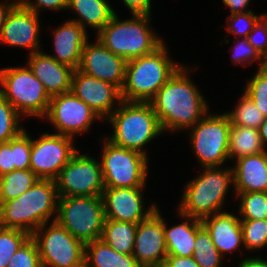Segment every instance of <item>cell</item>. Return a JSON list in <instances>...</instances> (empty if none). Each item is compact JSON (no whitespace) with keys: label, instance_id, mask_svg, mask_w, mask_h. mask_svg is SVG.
I'll use <instances>...</instances> for the list:
<instances>
[{"label":"cell","instance_id":"obj_38","mask_svg":"<svg viewBox=\"0 0 267 267\" xmlns=\"http://www.w3.org/2000/svg\"><path fill=\"white\" fill-rule=\"evenodd\" d=\"M235 44L230 47L232 52L231 61L233 65H253L259 62V68L264 67V59L258 54L247 38H235Z\"/></svg>","mask_w":267,"mask_h":267},{"label":"cell","instance_id":"obj_46","mask_svg":"<svg viewBox=\"0 0 267 267\" xmlns=\"http://www.w3.org/2000/svg\"><path fill=\"white\" fill-rule=\"evenodd\" d=\"M252 0H222V3L224 4L225 7H228L230 10V15L234 13H244L248 11H252L251 9L249 10L248 4ZM248 8V9H247Z\"/></svg>","mask_w":267,"mask_h":267},{"label":"cell","instance_id":"obj_49","mask_svg":"<svg viewBox=\"0 0 267 267\" xmlns=\"http://www.w3.org/2000/svg\"><path fill=\"white\" fill-rule=\"evenodd\" d=\"M258 130H259L263 148L265 149V151H267V148H266L267 147V117H265L264 121L262 122Z\"/></svg>","mask_w":267,"mask_h":267},{"label":"cell","instance_id":"obj_23","mask_svg":"<svg viewBox=\"0 0 267 267\" xmlns=\"http://www.w3.org/2000/svg\"><path fill=\"white\" fill-rule=\"evenodd\" d=\"M234 193L267 192V151L236 160Z\"/></svg>","mask_w":267,"mask_h":267},{"label":"cell","instance_id":"obj_50","mask_svg":"<svg viewBox=\"0 0 267 267\" xmlns=\"http://www.w3.org/2000/svg\"><path fill=\"white\" fill-rule=\"evenodd\" d=\"M264 67L267 69V57L264 59Z\"/></svg>","mask_w":267,"mask_h":267},{"label":"cell","instance_id":"obj_15","mask_svg":"<svg viewBox=\"0 0 267 267\" xmlns=\"http://www.w3.org/2000/svg\"><path fill=\"white\" fill-rule=\"evenodd\" d=\"M144 187L112 188L105 187L102 193L105 218L138 224L147 219L158 208L151 203L144 206Z\"/></svg>","mask_w":267,"mask_h":267},{"label":"cell","instance_id":"obj_35","mask_svg":"<svg viewBox=\"0 0 267 267\" xmlns=\"http://www.w3.org/2000/svg\"><path fill=\"white\" fill-rule=\"evenodd\" d=\"M31 237L24 230L0 226V267H6L16 251Z\"/></svg>","mask_w":267,"mask_h":267},{"label":"cell","instance_id":"obj_19","mask_svg":"<svg viewBox=\"0 0 267 267\" xmlns=\"http://www.w3.org/2000/svg\"><path fill=\"white\" fill-rule=\"evenodd\" d=\"M87 40L82 49L79 70L115 85L120 91L125 82L127 61L107 49L98 39Z\"/></svg>","mask_w":267,"mask_h":267},{"label":"cell","instance_id":"obj_11","mask_svg":"<svg viewBox=\"0 0 267 267\" xmlns=\"http://www.w3.org/2000/svg\"><path fill=\"white\" fill-rule=\"evenodd\" d=\"M40 226L31 234L42 267H85V244L73 237L56 220Z\"/></svg>","mask_w":267,"mask_h":267},{"label":"cell","instance_id":"obj_8","mask_svg":"<svg viewBox=\"0 0 267 267\" xmlns=\"http://www.w3.org/2000/svg\"><path fill=\"white\" fill-rule=\"evenodd\" d=\"M105 220L102 196H59L56 221L84 244L101 238Z\"/></svg>","mask_w":267,"mask_h":267},{"label":"cell","instance_id":"obj_24","mask_svg":"<svg viewBox=\"0 0 267 267\" xmlns=\"http://www.w3.org/2000/svg\"><path fill=\"white\" fill-rule=\"evenodd\" d=\"M183 222L167 226L164 218V237L167 255L191 257L195 250L197 232L203 227L201 220L189 217L177 211Z\"/></svg>","mask_w":267,"mask_h":267},{"label":"cell","instance_id":"obj_43","mask_svg":"<svg viewBox=\"0 0 267 267\" xmlns=\"http://www.w3.org/2000/svg\"><path fill=\"white\" fill-rule=\"evenodd\" d=\"M15 170L14 165V138L0 143V176Z\"/></svg>","mask_w":267,"mask_h":267},{"label":"cell","instance_id":"obj_10","mask_svg":"<svg viewBox=\"0 0 267 267\" xmlns=\"http://www.w3.org/2000/svg\"><path fill=\"white\" fill-rule=\"evenodd\" d=\"M103 143L101 169L105 187H145L149 159L144 154L112 144L106 138Z\"/></svg>","mask_w":267,"mask_h":267},{"label":"cell","instance_id":"obj_6","mask_svg":"<svg viewBox=\"0 0 267 267\" xmlns=\"http://www.w3.org/2000/svg\"><path fill=\"white\" fill-rule=\"evenodd\" d=\"M168 53L163 43L153 53L127 61L122 100L149 102L156 95L182 65Z\"/></svg>","mask_w":267,"mask_h":267},{"label":"cell","instance_id":"obj_26","mask_svg":"<svg viewBox=\"0 0 267 267\" xmlns=\"http://www.w3.org/2000/svg\"><path fill=\"white\" fill-rule=\"evenodd\" d=\"M85 267H143L133 255L113 250L102 239L85 244Z\"/></svg>","mask_w":267,"mask_h":267},{"label":"cell","instance_id":"obj_21","mask_svg":"<svg viewBox=\"0 0 267 267\" xmlns=\"http://www.w3.org/2000/svg\"><path fill=\"white\" fill-rule=\"evenodd\" d=\"M52 33L54 54L50 56L74 70L78 69L82 58V49L88 40L87 30L77 22L67 20L54 28Z\"/></svg>","mask_w":267,"mask_h":267},{"label":"cell","instance_id":"obj_20","mask_svg":"<svg viewBox=\"0 0 267 267\" xmlns=\"http://www.w3.org/2000/svg\"><path fill=\"white\" fill-rule=\"evenodd\" d=\"M27 59L28 67L50 97L71 91L73 68L42 51L30 54Z\"/></svg>","mask_w":267,"mask_h":267},{"label":"cell","instance_id":"obj_31","mask_svg":"<svg viewBox=\"0 0 267 267\" xmlns=\"http://www.w3.org/2000/svg\"><path fill=\"white\" fill-rule=\"evenodd\" d=\"M239 199L240 220L267 219V192L234 193Z\"/></svg>","mask_w":267,"mask_h":267},{"label":"cell","instance_id":"obj_5","mask_svg":"<svg viewBox=\"0 0 267 267\" xmlns=\"http://www.w3.org/2000/svg\"><path fill=\"white\" fill-rule=\"evenodd\" d=\"M131 16L121 20L116 13L95 37L126 61L151 54L165 42L152 29L150 15Z\"/></svg>","mask_w":267,"mask_h":267},{"label":"cell","instance_id":"obj_42","mask_svg":"<svg viewBox=\"0 0 267 267\" xmlns=\"http://www.w3.org/2000/svg\"><path fill=\"white\" fill-rule=\"evenodd\" d=\"M67 2L68 0H19L17 3L21 7L40 15L42 9L56 12L67 10Z\"/></svg>","mask_w":267,"mask_h":267},{"label":"cell","instance_id":"obj_27","mask_svg":"<svg viewBox=\"0 0 267 267\" xmlns=\"http://www.w3.org/2000/svg\"><path fill=\"white\" fill-rule=\"evenodd\" d=\"M265 152L259 130L256 128L232 125L229 136V160H238L253 154Z\"/></svg>","mask_w":267,"mask_h":267},{"label":"cell","instance_id":"obj_33","mask_svg":"<svg viewBox=\"0 0 267 267\" xmlns=\"http://www.w3.org/2000/svg\"><path fill=\"white\" fill-rule=\"evenodd\" d=\"M20 118L22 116L0 94V143L8 142L25 130Z\"/></svg>","mask_w":267,"mask_h":267},{"label":"cell","instance_id":"obj_1","mask_svg":"<svg viewBox=\"0 0 267 267\" xmlns=\"http://www.w3.org/2000/svg\"><path fill=\"white\" fill-rule=\"evenodd\" d=\"M194 68L181 65L149 101L159 120L163 134L188 130L208 112L203 92L191 80Z\"/></svg>","mask_w":267,"mask_h":267},{"label":"cell","instance_id":"obj_14","mask_svg":"<svg viewBox=\"0 0 267 267\" xmlns=\"http://www.w3.org/2000/svg\"><path fill=\"white\" fill-rule=\"evenodd\" d=\"M73 140L68 136L47 132L38 139L31 136L30 170L39 179L55 180L78 151Z\"/></svg>","mask_w":267,"mask_h":267},{"label":"cell","instance_id":"obj_40","mask_svg":"<svg viewBox=\"0 0 267 267\" xmlns=\"http://www.w3.org/2000/svg\"><path fill=\"white\" fill-rule=\"evenodd\" d=\"M23 130L14 138V165L15 170L30 169L31 136Z\"/></svg>","mask_w":267,"mask_h":267},{"label":"cell","instance_id":"obj_39","mask_svg":"<svg viewBox=\"0 0 267 267\" xmlns=\"http://www.w3.org/2000/svg\"><path fill=\"white\" fill-rule=\"evenodd\" d=\"M6 267H42L37 245L31 237L13 254Z\"/></svg>","mask_w":267,"mask_h":267},{"label":"cell","instance_id":"obj_30","mask_svg":"<svg viewBox=\"0 0 267 267\" xmlns=\"http://www.w3.org/2000/svg\"><path fill=\"white\" fill-rule=\"evenodd\" d=\"M238 100L233 110L226 111L231 124L259 129L265 119L263 113L244 92Z\"/></svg>","mask_w":267,"mask_h":267},{"label":"cell","instance_id":"obj_36","mask_svg":"<svg viewBox=\"0 0 267 267\" xmlns=\"http://www.w3.org/2000/svg\"><path fill=\"white\" fill-rule=\"evenodd\" d=\"M256 73L248 79L244 93L255 103L265 117H267V69L257 68Z\"/></svg>","mask_w":267,"mask_h":267},{"label":"cell","instance_id":"obj_29","mask_svg":"<svg viewBox=\"0 0 267 267\" xmlns=\"http://www.w3.org/2000/svg\"><path fill=\"white\" fill-rule=\"evenodd\" d=\"M39 178L30 170H14L0 176V201H9L29 190Z\"/></svg>","mask_w":267,"mask_h":267},{"label":"cell","instance_id":"obj_48","mask_svg":"<svg viewBox=\"0 0 267 267\" xmlns=\"http://www.w3.org/2000/svg\"><path fill=\"white\" fill-rule=\"evenodd\" d=\"M11 1L10 0L0 1V32H1L2 26L5 23V19L8 15V13L17 4L16 1H13V0H11Z\"/></svg>","mask_w":267,"mask_h":267},{"label":"cell","instance_id":"obj_3","mask_svg":"<svg viewBox=\"0 0 267 267\" xmlns=\"http://www.w3.org/2000/svg\"><path fill=\"white\" fill-rule=\"evenodd\" d=\"M113 128V134L102 137L112 144L138 151L148 157L144 148L162 135L159 120L150 102L122 100L106 119Z\"/></svg>","mask_w":267,"mask_h":267},{"label":"cell","instance_id":"obj_25","mask_svg":"<svg viewBox=\"0 0 267 267\" xmlns=\"http://www.w3.org/2000/svg\"><path fill=\"white\" fill-rule=\"evenodd\" d=\"M108 3V0H68L67 10L76 14V19H69L77 22L85 30L92 28L96 34L113 18L115 9Z\"/></svg>","mask_w":267,"mask_h":267},{"label":"cell","instance_id":"obj_47","mask_svg":"<svg viewBox=\"0 0 267 267\" xmlns=\"http://www.w3.org/2000/svg\"><path fill=\"white\" fill-rule=\"evenodd\" d=\"M260 255H257L255 257H246L240 261L238 264V267H267V260L261 258Z\"/></svg>","mask_w":267,"mask_h":267},{"label":"cell","instance_id":"obj_34","mask_svg":"<svg viewBox=\"0 0 267 267\" xmlns=\"http://www.w3.org/2000/svg\"><path fill=\"white\" fill-rule=\"evenodd\" d=\"M244 248L248 252L267 247V219L240 220Z\"/></svg>","mask_w":267,"mask_h":267},{"label":"cell","instance_id":"obj_44","mask_svg":"<svg viewBox=\"0 0 267 267\" xmlns=\"http://www.w3.org/2000/svg\"><path fill=\"white\" fill-rule=\"evenodd\" d=\"M131 15H150L152 0H122Z\"/></svg>","mask_w":267,"mask_h":267},{"label":"cell","instance_id":"obj_13","mask_svg":"<svg viewBox=\"0 0 267 267\" xmlns=\"http://www.w3.org/2000/svg\"><path fill=\"white\" fill-rule=\"evenodd\" d=\"M54 128L56 134L75 138L84 134L92 123L102 119L72 91L51 97L46 115L43 117Z\"/></svg>","mask_w":267,"mask_h":267},{"label":"cell","instance_id":"obj_9","mask_svg":"<svg viewBox=\"0 0 267 267\" xmlns=\"http://www.w3.org/2000/svg\"><path fill=\"white\" fill-rule=\"evenodd\" d=\"M230 129L231 122L226 112H208L188 129L192 151L202 168L221 167L227 163Z\"/></svg>","mask_w":267,"mask_h":267},{"label":"cell","instance_id":"obj_2","mask_svg":"<svg viewBox=\"0 0 267 267\" xmlns=\"http://www.w3.org/2000/svg\"><path fill=\"white\" fill-rule=\"evenodd\" d=\"M58 199L55 180L39 179L21 196L0 201V226L31 235L43 224L56 220Z\"/></svg>","mask_w":267,"mask_h":267},{"label":"cell","instance_id":"obj_28","mask_svg":"<svg viewBox=\"0 0 267 267\" xmlns=\"http://www.w3.org/2000/svg\"><path fill=\"white\" fill-rule=\"evenodd\" d=\"M137 224L106 219L101 238L118 253L132 255Z\"/></svg>","mask_w":267,"mask_h":267},{"label":"cell","instance_id":"obj_16","mask_svg":"<svg viewBox=\"0 0 267 267\" xmlns=\"http://www.w3.org/2000/svg\"><path fill=\"white\" fill-rule=\"evenodd\" d=\"M132 255L143 267L164 264L167 248L164 237V217L160 208L137 224Z\"/></svg>","mask_w":267,"mask_h":267},{"label":"cell","instance_id":"obj_17","mask_svg":"<svg viewBox=\"0 0 267 267\" xmlns=\"http://www.w3.org/2000/svg\"><path fill=\"white\" fill-rule=\"evenodd\" d=\"M71 91L93 109L103 121L122 101L121 91L115 85L90 76L79 69L73 71Z\"/></svg>","mask_w":267,"mask_h":267},{"label":"cell","instance_id":"obj_12","mask_svg":"<svg viewBox=\"0 0 267 267\" xmlns=\"http://www.w3.org/2000/svg\"><path fill=\"white\" fill-rule=\"evenodd\" d=\"M78 150L55 179L59 196H102L105 188L101 162Z\"/></svg>","mask_w":267,"mask_h":267},{"label":"cell","instance_id":"obj_37","mask_svg":"<svg viewBox=\"0 0 267 267\" xmlns=\"http://www.w3.org/2000/svg\"><path fill=\"white\" fill-rule=\"evenodd\" d=\"M264 14L258 16L253 11L231 14L226 19V29L236 38H247L255 24Z\"/></svg>","mask_w":267,"mask_h":267},{"label":"cell","instance_id":"obj_45","mask_svg":"<svg viewBox=\"0 0 267 267\" xmlns=\"http://www.w3.org/2000/svg\"><path fill=\"white\" fill-rule=\"evenodd\" d=\"M163 265L165 267H200L193 256L179 257L176 255H167Z\"/></svg>","mask_w":267,"mask_h":267},{"label":"cell","instance_id":"obj_41","mask_svg":"<svg viewBox=\"0 0 267 267\" xmlns=\"http://www.w3.org/2000/svg\"><path fill=\"white\" fill-rule=\"evenodd\" d=\"M247 39L258 54L265 59L267 57V14L258 20Z\"/></svg>","mask_w":267,"mask_h":267},{"label":"cell","instance_id":"obj_32","mask_svg":"<svg viewBox=\"0 0 267 267\" xmlns=\"http://www.w3.org/2000/svg\"><path fill=\"white\" fill-rule=\"evenodd\" d=\"M193 258L200 267H221L223 256L212 242L207 230L202 227L196 234Z\"/></svg>","mask_w":267,"mask_h":267},{"label":"cell","instance_id":"obj_18","mask_svg":"<svg viewBox=\"0 0 267 267\" xmlns=\"http://www.w3.org/2000/svg\"><path fill=\"white\" fill-rule=\"evenodd\" d=\"M40 15L18 3L8 13L0 32V44L24 48L29 55L41 51Z\"/></svg>","mask_w":267,"mask_h":267},{"label":"cell","instance_id":"obj_22","mask_svg":"<svg viewBox=\"0 0 267 267\" xmlns=\"http://www.w3.org/2000/svg\"><path fill=\"white\" fill-rule=\"evenodd\" d=\"M201 222L223 257L244 248L240 218L235 213L224 211L210 215Z\"/></svg>","mask_w":267,"mask_h":267},{"label":"cell","instance_id":"obj_4","mask_svg":"<svg viewBox=\"0 0 267 267\" xmlns=\"http://www.w3.org/2000/svg\"><path fill=\"white\" fill-rule=\"evenodd\" d=\"M201 171L184 185L177 208L178 212L198 220L224 212L229 186L234 187L232 167H206Z\"/></svg>","mask_w":267,"mask_h":267},{"label":"cell","instance_id":"obj_7","mask_svg":"<svg viewBox=\"0 0 267 267\" xmlns=\"http://www.w3.org/2000/svg\"><path fill=\"white\" fill-rule=\"evenodd\" d=\"M0 94L24 118H43L51 99L28 65L0 68Z\"/></svg>","mask_w":267,"mask_h":267}]
</instances>
